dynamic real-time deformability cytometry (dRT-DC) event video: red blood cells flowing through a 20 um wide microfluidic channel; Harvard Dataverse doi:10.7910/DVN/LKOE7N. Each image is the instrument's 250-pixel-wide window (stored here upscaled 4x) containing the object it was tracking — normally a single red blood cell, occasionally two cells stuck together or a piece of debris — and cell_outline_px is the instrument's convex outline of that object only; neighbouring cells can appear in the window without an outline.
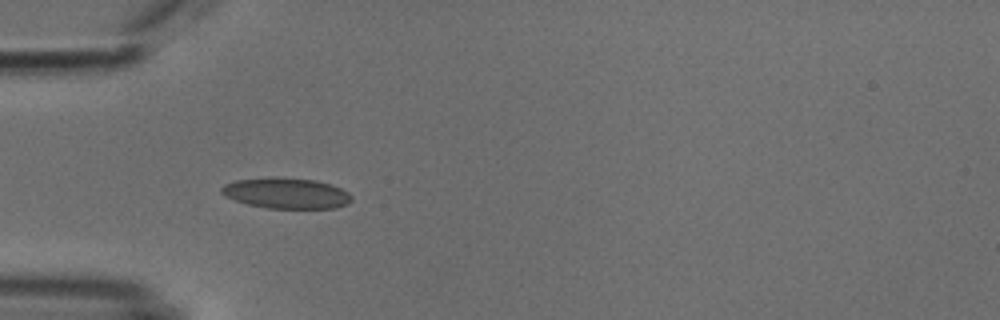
{"species": "common noctule bat (a hibernating species)", "species_latin": "Nyctalus noctula", "temperature_condition": "cold", "stored_images_in_passage": 37, "camera_frame_rate_fps": 3000, "um_per_image_px": 0.085, "animal": {"sex": "male", "body_mass_g": 18.8}, "frame": {"image": 1, "passage_image": 1, "time_ms": 0.0, "image_size_px": [1000, 320], "cell_outline_px": [[352, 200], [348, 204], [336, 208], [268, 208], [248, 204], [224, 196], [220, 192], [220, 188], [224, 184], [236, 180], [276, 176], [316, 180], [340, 188], [348, 192], [352, 196]], "centroid_in_image_um": [24.32, 16.41], "position_along_channel_um": 60.7, "area_um2": 23.41}}
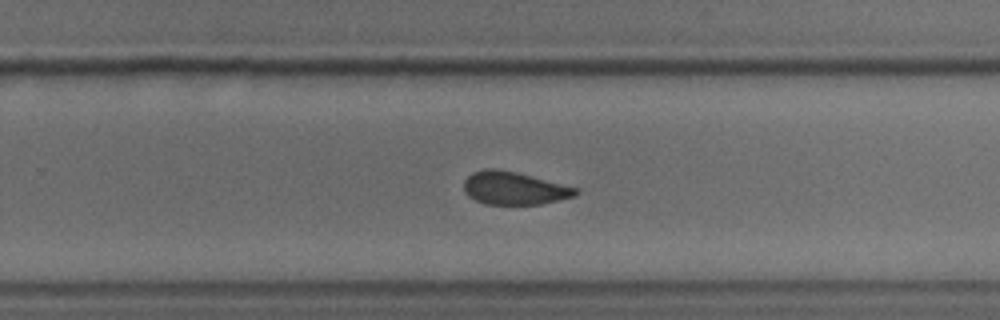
{"frame": {"image": 2, "passage_image": 19, "time_ms": 6.0, "image_size_px": [1000, 320], "cell_outline_px": [[580, 192], [576, 196], [540, 204], [484, 204], [468, 196], [464, 192], [464, 180], [472, 172], [484, 168], [492, 168], [516, 172], [580, 188]], "centroid_in_image_um": [43.71, 15.99], "position_along_channel_um": 286.1, "area_um2": 21.56}}
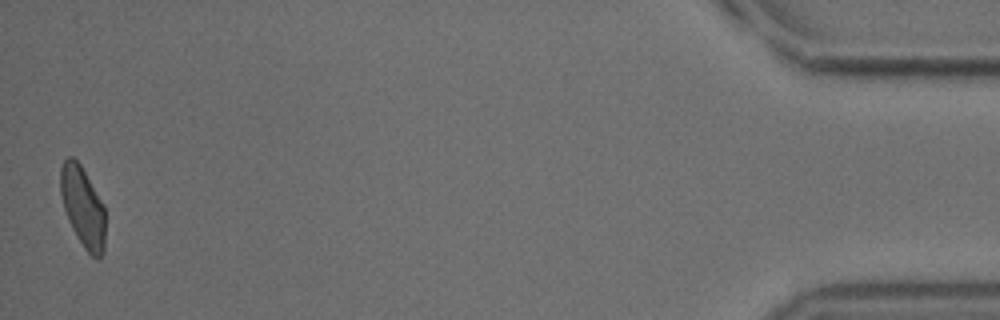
{"frame": {"image": 3, "passage_image": 37, "time_ms": 12.0, "image_size_px": [1000, 320], "cell_outline_px": [[104, 252], [96, 260], [84, 248], [72, 228], [68, 220], [64, 208], [60, 192], [60, 168], [64, 160], [68, 156], [72, 156], [80, 164], [104, 204]], "centroid_in_image_um": [7.03, 17.57], "position_along_channel_um": 428.2, "area_um2": 20.92}, "authors_computed_cell_mechanics": {"area_um2": 21.964, "velocity_mm_per_s": 3.8111, "shape_relaxation_time_tau1_ms": 7.5422, "shape_relaxation_time_tau2_ms": 2.4673, "deformation_change_tau1": 0.1422, "deformation_change_tau2": 0.0808}}